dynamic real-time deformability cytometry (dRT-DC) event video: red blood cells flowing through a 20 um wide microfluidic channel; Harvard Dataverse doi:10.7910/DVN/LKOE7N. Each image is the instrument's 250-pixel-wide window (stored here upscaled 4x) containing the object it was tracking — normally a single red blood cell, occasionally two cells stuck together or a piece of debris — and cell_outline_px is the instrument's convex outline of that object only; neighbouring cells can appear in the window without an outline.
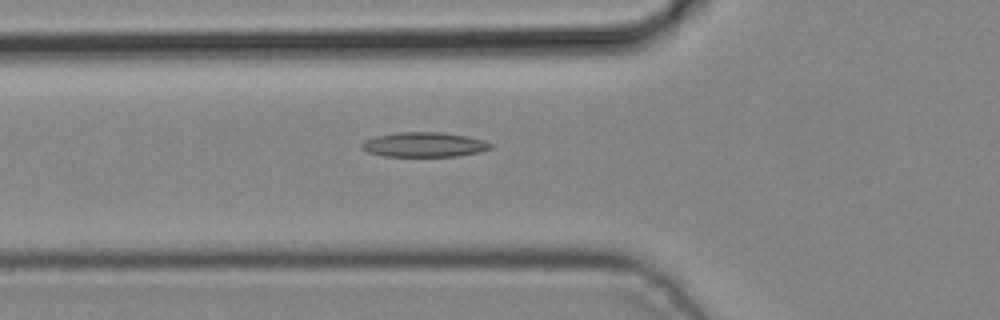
{"species": "common noctule bat (a hibernating species)", "species_latin": "Nyctalus noctula", "temperature_condition": "cold", "stored_images_in_passage": 5, "camera_frame_rate_fps": 3000, "um_per_image_px": 0.085, "animal": {"sex": "male", "body_mass_g": 19.2, "forearm_length_mm": 51.8}, "frame": {"image": 1, "passage_image": 5, "time_ms": 1.333, "image_size_px": [1000, 320], "cell_outline_px": [[492, 148], [480, 152], [456, 156], [384, 156], [368, 152], [360, 148], [360, 144], [364, 140], [376, 136], [396, 132], [440, 132], [464, 136], [484, 140], [492, 144]], "centroid_in_image_um": [36.02, 12.29], "position_along_channel_um": 89.8, "area_um2": 18.55}}